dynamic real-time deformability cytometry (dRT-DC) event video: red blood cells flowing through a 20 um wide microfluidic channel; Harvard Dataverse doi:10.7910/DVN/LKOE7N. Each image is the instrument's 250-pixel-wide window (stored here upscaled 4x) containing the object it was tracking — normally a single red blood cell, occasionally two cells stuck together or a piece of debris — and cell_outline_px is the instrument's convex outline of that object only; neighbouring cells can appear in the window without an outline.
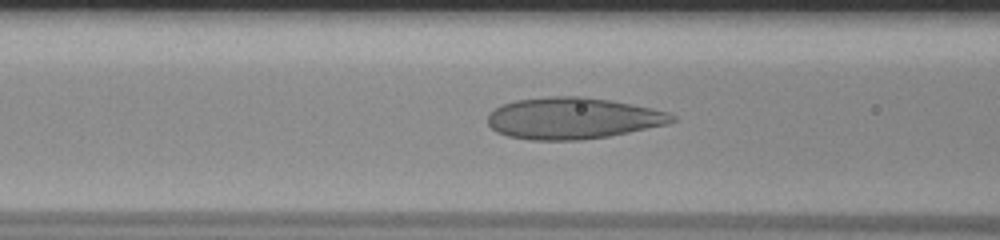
{"species": "human", "species_latin": "Homo sapiens", "temperature_condition": "room temperature", "stored_images_in_passage": 42, "camera_frame_rate_fps": 3000, "um_per_image_px": 0.085, "donor": {"sex": "male"}, "frame": {"image": 1, "passage_image": 11, "time_ms": 3.333, "image_size_px": [1000, 240], "cell_outline_px": [[676, 120], [668, 124], [608, 136], [580, 140], [532, 140], [508, 136], [496, 132], [488, 124], [488, 116], [500, 104], [516, 100], [548, 96], [584, 96], [608, 100], [652, 108], [668, 112], [676, 116]], "centroid_in_image_um": [48.68, 10.05], "position_along_channel_um": 117.9, "area_um2": 44.51}}
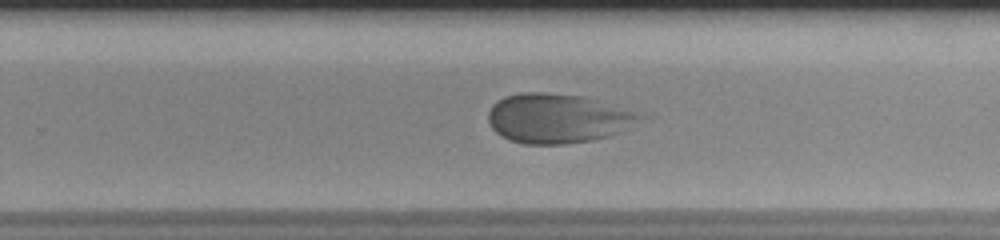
{"frame": {"image": 2, "passage_image": 24, "time_ms": 7.667, "image_size_px": [1000, 240], "cell_outline_px": [[644, 116], [620, 132], [608, 136], [592, 140], [564, 144], [524, 144], [508, 140], [500, 136], [492, 128], [488, 120], [488, 112], [492, 104], [504, 96], [520, 92], [544, 92], [580, 96], [632, 112]], "centroid_in_image_um": [47.26, 10.07], "position_along_channel_um": 282.5, "area_um2": 43.0}}
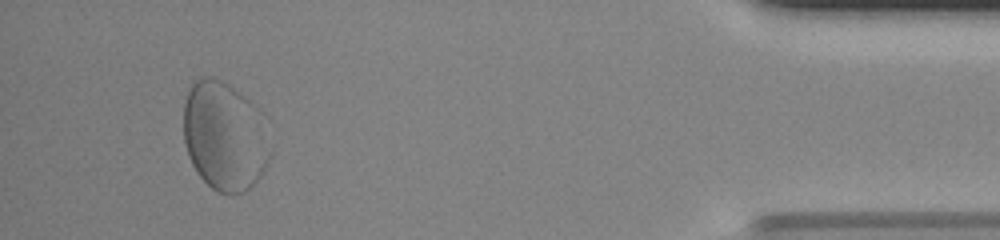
{"frame": {"image": 3, "passage_image": 39, "time_ms": 12.667, "image_size_px": [1000, 240], "cell_outline_px": [[268, 160], [260, 176], [244, 192], [232, 196], [228, 196], [216, 192], [196, 172], [188, 156], [184, 140], [184, 104], [188, 92], [192, 84], [196, 80], [204, 76], [212, 76], [224, 80], [256, 104], [260, 108], [268, 156]], "centroid_in_image_um": [19.04, 11.56], "position_along_channel_um": 416.2, "area_um2": 54.97}}